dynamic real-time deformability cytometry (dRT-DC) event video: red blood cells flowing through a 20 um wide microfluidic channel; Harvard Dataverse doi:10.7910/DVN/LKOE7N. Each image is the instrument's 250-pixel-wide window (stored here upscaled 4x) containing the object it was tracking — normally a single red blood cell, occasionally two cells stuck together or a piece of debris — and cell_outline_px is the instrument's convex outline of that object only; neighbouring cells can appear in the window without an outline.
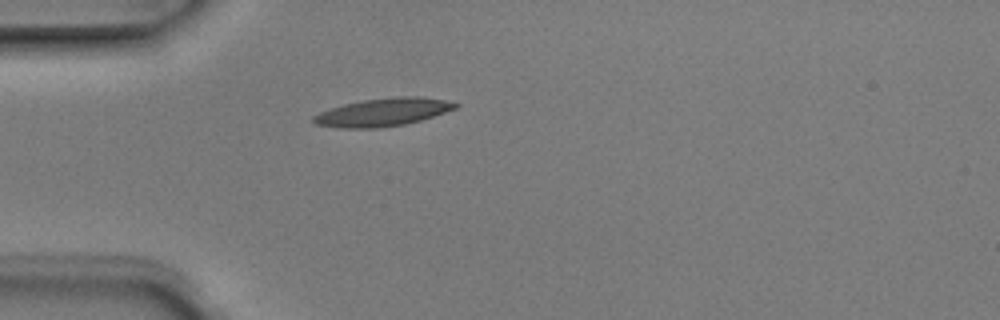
{"species": "Egyptian fruit bat (a non-hibernating species)", "species_latin": "Rousettus aegyptiacus", "temperature_condition": "room temperature", "stored_images_in_passage": 4, "camera_frame_rate_fps": 3000, "um_per_image_px": 0.085, "animal": {"sex": "male"}, "frame": {"image": 1, "passage_image": 4, "time_ms": 1.0, "image_size_px": [1000, 320], "cell_outline_px": [[460, 104], [456, 108], [420, 120], [404, 124], [376, 128], [340, 128], [316, 124], [312, 120], [312, 116], [320, 112], [344, 104], [364, 100], [396, 96], [420, 96], [444, 100]], "centroid_in_image_um": [32.53, 9.53], "position_along_channel_um": 52.5, "area_um2": 22.83}}